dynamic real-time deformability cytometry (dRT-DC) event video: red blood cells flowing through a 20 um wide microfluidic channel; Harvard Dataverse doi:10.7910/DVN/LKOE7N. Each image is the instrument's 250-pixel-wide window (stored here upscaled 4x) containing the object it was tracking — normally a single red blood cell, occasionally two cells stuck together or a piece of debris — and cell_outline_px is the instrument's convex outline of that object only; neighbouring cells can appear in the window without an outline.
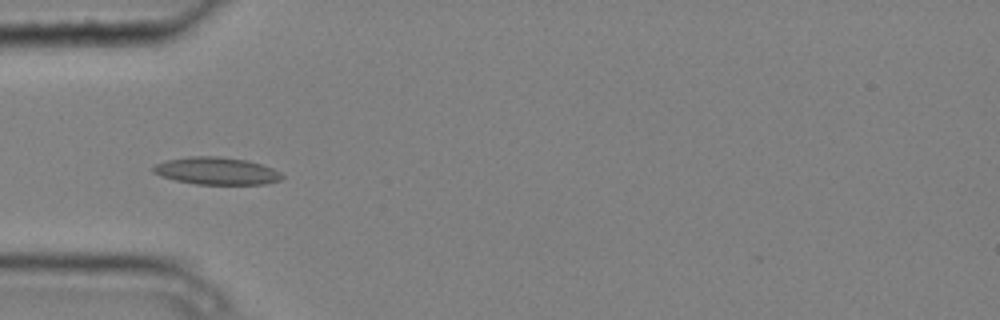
{"species": "common noctule bat (a hibernating species)", "species_latin": "Nyctalus noctula", "temperature_condition": "cold", "stored_images_in_passage": 1, "camera_frame_rate_fps": 3000, "um_per_image_px": 0.085, "animal": {"sex": "male", "body_mass_g": 20.4}, "frame": {"image": 1, "passage_image": 1, "time_ms": 0.0, "image_size_px": [1000, 320], "cell_outline_px": [[284, 176], [280, 180], [264, 184], [196, 184], [176, 180], [160, 176], [152, 172], [152, 168], [156, 164], [168, 160], [188, 156], [220, 156], [248, 160], [272, 168], [280, 172]], "centroid_in_image_um": [18.4, 14.52], "position_along_channel_um": 66.6, "area_um2": 20.52}}